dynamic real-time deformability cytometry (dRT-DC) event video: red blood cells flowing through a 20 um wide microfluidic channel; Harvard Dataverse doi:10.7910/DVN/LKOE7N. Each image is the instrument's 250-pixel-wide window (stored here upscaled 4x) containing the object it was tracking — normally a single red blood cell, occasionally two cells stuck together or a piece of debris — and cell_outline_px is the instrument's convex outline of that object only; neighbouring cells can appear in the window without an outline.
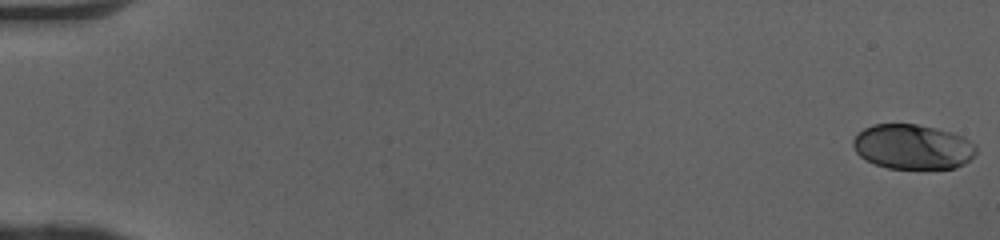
{"species": "human", "species_latin": "Homo sapiens", "temperature_condition": "cold", "stored_images_in_passage": 51, "camera_frame_rate_fps": 3000, "um_per_image_px": 0.085, "donor": {"sex": "female"}, "frame": {"image": 1, "passage_image": 1, "time_ms": 0.0, "image_size_px": [1000, 240], "cell_outline_px": [[976, 152], [964, 164], [956, 168], [888, 168], [876, 164], [860, 156], [856, 152], [852, 144], [852, 140], [864, 128], [872, 124], [916, 124], [936, 128], [964, 136], [976, 144]], "centroid_in_image_um": [77.59, 12.47], "position_along_channel_um": 7.4, "area_um2": 32.08}}
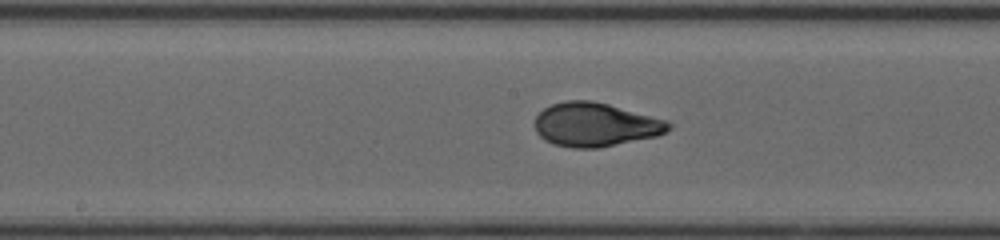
{"frame": {"image": 2, "passage_image": 28, "time_ms": 9.0, "image_size_px": [1000, 240], "cell_outline_px": [[672, 128], [668, 132], [656, 136], [600, 148], [572, 148], [552, 144], [544, 140], [536, 132], [536, 116], [544, 108], [552, 104], [564, 100], [592, 100], [608, 104], [668, 120], [672, 124]], "centroid_in_image_um": [50.62, 10.6], "position_along_channel_um": 197.6, "area_um2": 34.39}}
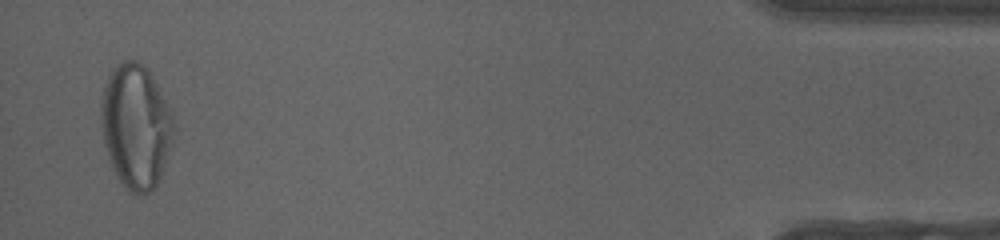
{"frame": {"image": 3, "passage_image": 50, "time_ms": 16.333, "image_size_px": [1000, 240], "cell_outline_px": [[172, 140], [160, 176], [156, 184], [148, 192], [132, 192], [116, 176], [112, 168], [104, 144], [100, 124], [100, 104], [104, 84], [112, 68], [116, 64], [124, 60], [136, 60], [144, 64], [152, 76], [172, 112]], "centroid_in_image_um": [11.5, 10.66], "position_along_channel_um": 423.7, "area_um2": 52.08}, "authors_computed_cell_mechanics": {"area_um2": 33.9286, "velocity_mm_per_s": 4.0879, "shape_relaxation_time_tau1_ms": 3.9389, "shape_relaxation_time_tau2_ms": null, "deformation_change_tau1": 0.1822, "deformation_change_tau2": null}}